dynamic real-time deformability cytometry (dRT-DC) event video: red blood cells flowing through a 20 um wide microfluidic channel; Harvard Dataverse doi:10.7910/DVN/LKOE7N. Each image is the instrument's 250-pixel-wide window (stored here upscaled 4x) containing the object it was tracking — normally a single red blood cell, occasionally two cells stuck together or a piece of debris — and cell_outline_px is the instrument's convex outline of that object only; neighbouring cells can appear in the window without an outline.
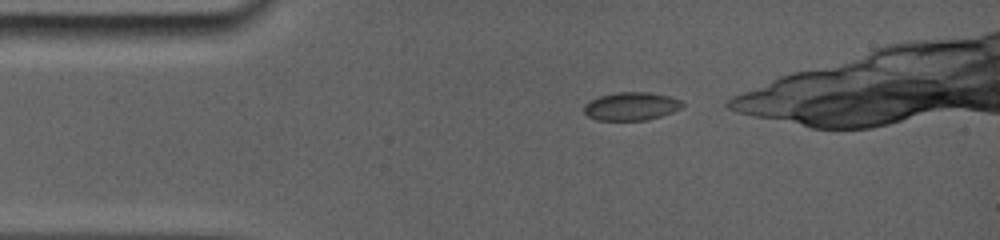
{"species": "common noctule bat (a hibernating species)", "species_latin": "Nyctalus noctula", "temperature_condition": "room temperature", "stored_images_in_passage": 12, "camera_frame_rate_fps": 5000, "um_per_image_px": 0.085, "animal": {"sex": "female", "body_mass_g": 19.0, "forearm_length_mm": 56.7}, "frame": {"image": 1, "passage_image": 1, "time_ms": 0.0, "image_size_px": [1000, 240], "cell_outline_px": [[684, 104], [680, 108], [672, 112], [660, 116], [644, 120], [596, 120], [588, 116], [584, 112], [584, 104], [600, 96], [616, 92], [652, 92], [672, 96], [680, 100]], "centroid_in_image_um": [53.66, 9.02], "position_along_channel_um": 31.3, "area_um2": 16.13}}
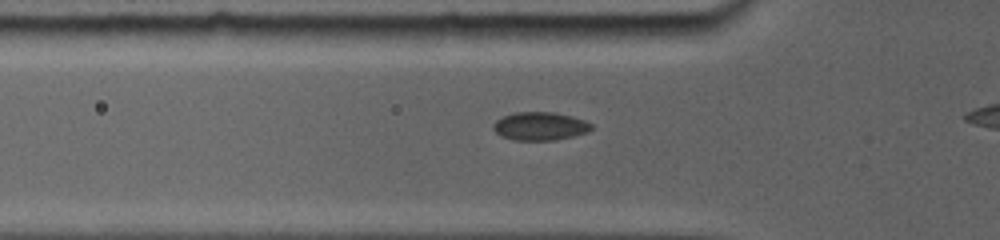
{"frame": {"image": 2, "passage_image": 6, "time_ms": 2.2, "image_size_px": [1000, 240], "cell_outline_px": [[592, 128], [584, 132], [572, 136], [552, 140], [516, 140], [504, 136], [496, 132], [496, 120], [504, 116], [516, 112], [552, 112], [572, 116], [584, 120], [592, 124]], "centroid_in_image_um": [45.93, 10.71], "position_along_channel_um": 79.9, "area_um2": 15.61}}
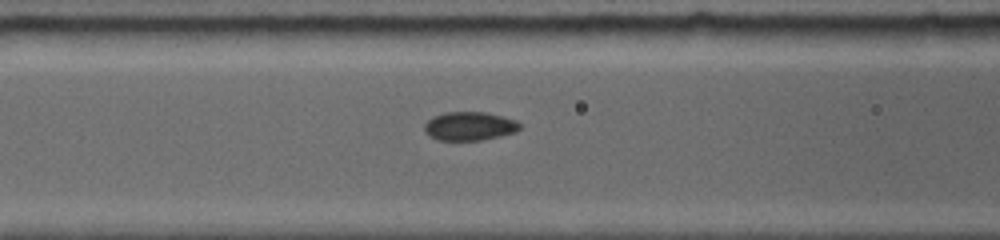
{"frame": {"image": 3, "passage_image": 9, "time_ms": 3.4, "image_size_px": [1000, 240], "cell_outline_px": [[520, 128], [512, 132], [480, 140], [440, 140], [432, 136], [424, 128], [424, 124], [432, 116], [444, 112], [484, 112], [516, 120], [520, 124]], "centroid_in_image_um": [39.87, 10.7], "position_along_channel_um": 126.7, "area_um2": 15.49}}